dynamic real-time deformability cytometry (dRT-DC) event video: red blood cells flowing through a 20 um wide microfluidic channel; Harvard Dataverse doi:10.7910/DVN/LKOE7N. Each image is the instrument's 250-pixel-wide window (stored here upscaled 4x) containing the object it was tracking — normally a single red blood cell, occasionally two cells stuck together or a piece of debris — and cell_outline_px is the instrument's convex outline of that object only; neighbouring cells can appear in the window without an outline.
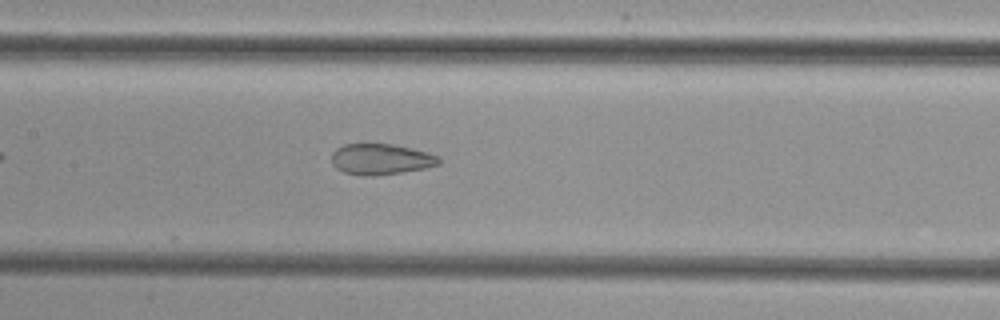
{"species": "common noctule bat (a hibernating species)", "species_latin": "Nyctalus noctula", "temperature_condition": "cold", "stored_images_in_passage": 31, "camera_frame_rate_fps": 3000, "um_per_image_px": 0.085, "animal": {"sex": "female", "body_mass_g": 29.2, "forearm_length_mm": 56.3}, "frame": {"image": 1, "passage_image": 13, "time_ms": 4.0, "image_size_px": [1000, 320], "cell_outline_px": [[440, 164], [424, 168], [404, 172], [376, 176], [364, 176], [344, 172], [336, 168], [332, 164], [332, 152], [336, 148], [344, 144], [392, 144], [412, 148], [428, 152], [440, 156]], "centroid_in_image_um": [32.38, 13.53], "position_along_channel_um": 175.0, "area_um2": 19.48}}
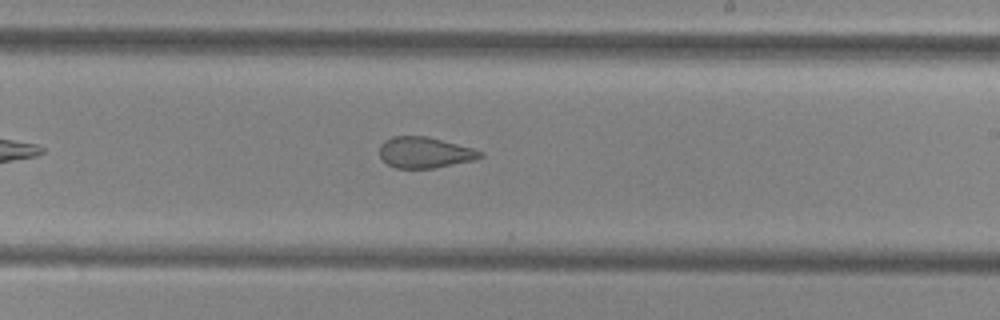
{"frame": {"image": 2, "passage_image": 19, "time_ms": 6.0, "image_size_px": [1000, 320], "cell_outline_px": [[484, 156], [472, 160], [432, 168], [396, 168], [388, 164], [380, 156], [380, 144], [384, 140], [392, 136], [428, 136], [472, 148], [484, 152]], "centroid_in_image_um": [36.09, 12.95], "position_along_channel_um": 252.9, "area_um2": 18.03}}
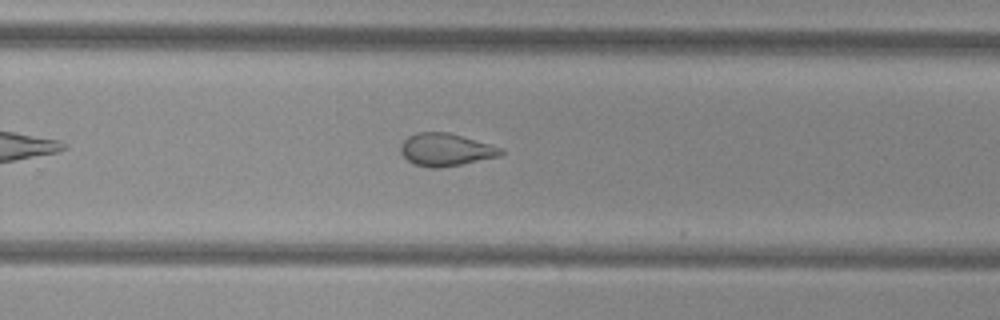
{"frame": {"image": 3, "passage_image": 22, "time_ms": 7.0, "image_size_px": [1000, 320], "cell_outline_px": [[504, 152], [500, 156], [460, 164], [436, 168], [428, 168], [416, 164], [408, 160], [400, 152], [400, 144], [408, 136], [416, 132], [448, 132], [504, 148]], "centroid_in_image_um": [37.88, 12.71], "position_along_channel_um": 291.9, "area_um2": 18.96}}